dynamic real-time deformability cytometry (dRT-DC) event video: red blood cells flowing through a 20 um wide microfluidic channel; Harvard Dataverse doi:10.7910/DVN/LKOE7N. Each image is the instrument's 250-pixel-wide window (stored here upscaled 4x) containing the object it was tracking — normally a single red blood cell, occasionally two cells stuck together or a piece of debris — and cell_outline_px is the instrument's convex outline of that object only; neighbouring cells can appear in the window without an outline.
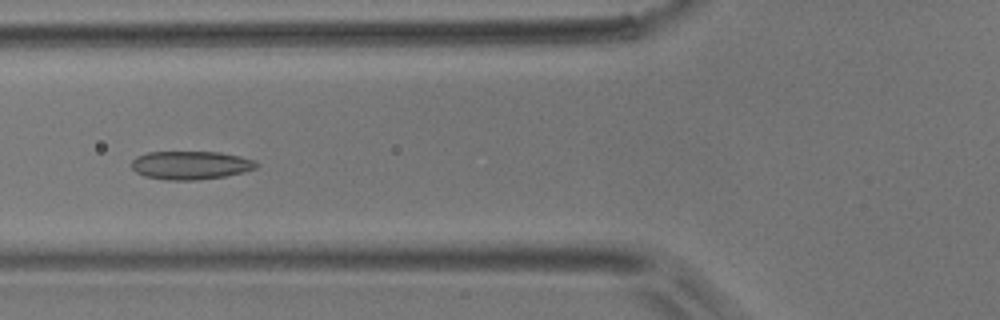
{"species": "common noctule bat (a hibernating species)", "species_latin": "Nyctalus noctula", "temperature_condition": "room temperature", "stored_images_in_passage": 9, "camera_frame_rate_fps": 3000, "um_per_image_px": 0.085, "animal": {"sex": "male", "body_mass_g": 17.9}, "frame": {"image": 1, "passage_image": 6, "time_ms": 6.0, "image_size_px": [1000, 320], "cell_outline_px": [[260, 164], [256, 168], [244, 172], [224, 176], [196, 180], [168, 180], [144, 176], [136, 172], [132, 168], [132, 160], [136, 156], [148, 152], [220, 152], [240, 156], [256, 160]], "centroid_in_image_um": [16.23, 14.04], "position_along_channel_um": 109.6, "area_um2": 20.75}}
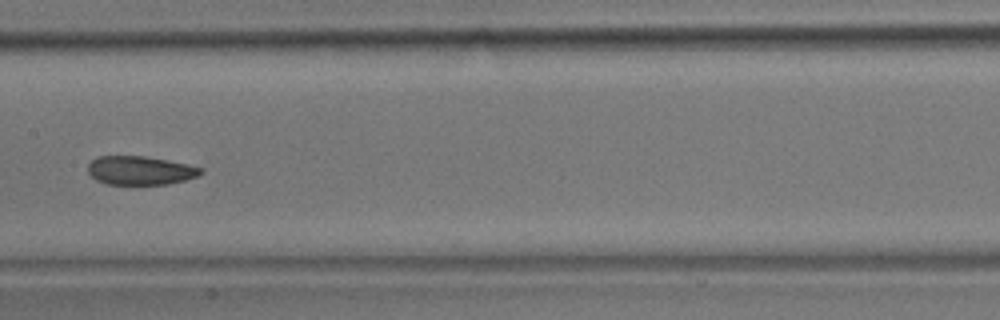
{"frame": {"image": 2, "passage_image": 8, "time_ms": 8.333, "image_size_px": [1000, 320], "cell_outline_px": [[204, 172], [196, 176], [184, 180], [168, 184], [104, 184], [96, 180], [88, 172], [88, 164], [96, 156], [144, 156], [188, 164], [204, 168]], "centroid_in_image_um": [11.91, 14.48], "position_along_channel_um": 195.5, "area_um2": 18.9}}
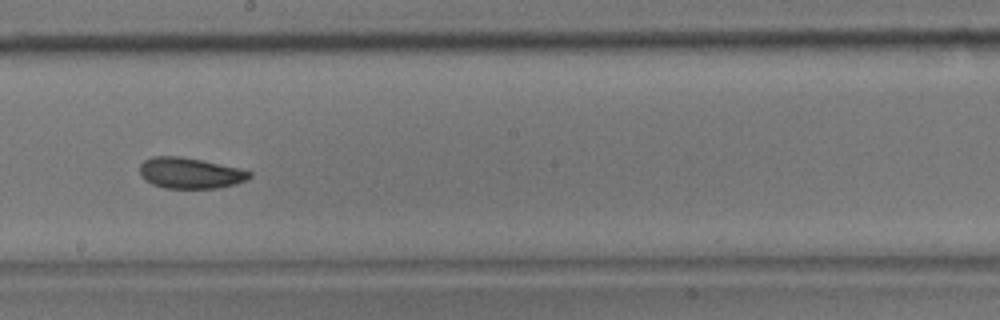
{"frame": {"image": 3, "passage_image": 9, "time_ms": 9.333, "image_size_px": [1000, 320], "cell_outline_px": [[252, 176], [248, 180], [236, 184], [220, 188], [164, 188], [152, 184], [144, 180], [140, 176], [140, 164], [144, 160], [152, 156], [180, 156], [240, 168], [252, 172]], "centroid_in_image_um": [16.16, 14.72], "position_along_channel_um": 232.0, "area_um2": 19.94}}